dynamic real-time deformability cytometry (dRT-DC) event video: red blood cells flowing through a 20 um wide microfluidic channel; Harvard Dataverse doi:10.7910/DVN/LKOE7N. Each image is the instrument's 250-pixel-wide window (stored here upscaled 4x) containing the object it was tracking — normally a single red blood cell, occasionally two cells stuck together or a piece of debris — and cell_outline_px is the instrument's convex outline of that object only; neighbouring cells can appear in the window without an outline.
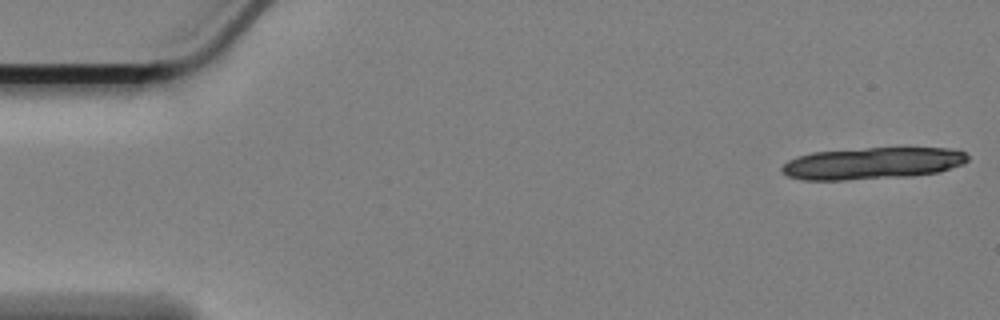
{"species": "Egyptian fruit bat (a non-hibernating species)", "species_latin": "Rousettus aegyptiacus", "temperature_condition": "cold", "stored_images_in_passage": 15, "camera_frame_rate_fps": 3000, "um_per_image_px": 0.085, "animal": {"sex": "female"}, "frame": {"image": 1, "passage_image": 1, "time_ms": 0.0, "image_size_px": [1000, 320], "cell_outline_px": [[968, 160], [964, 164], [940, 172], [912, 176], [848, 180], [804, 180], [788, 176], [780, 172], [780, 168], [788, 160], [796, 156], [812, 152], [864, 148], [960, 148], [968, 156]], "centroid_in_image_um": [74.17, 13.88], "position_along_channel_um": 10.8, "area_um2": 34.97}}